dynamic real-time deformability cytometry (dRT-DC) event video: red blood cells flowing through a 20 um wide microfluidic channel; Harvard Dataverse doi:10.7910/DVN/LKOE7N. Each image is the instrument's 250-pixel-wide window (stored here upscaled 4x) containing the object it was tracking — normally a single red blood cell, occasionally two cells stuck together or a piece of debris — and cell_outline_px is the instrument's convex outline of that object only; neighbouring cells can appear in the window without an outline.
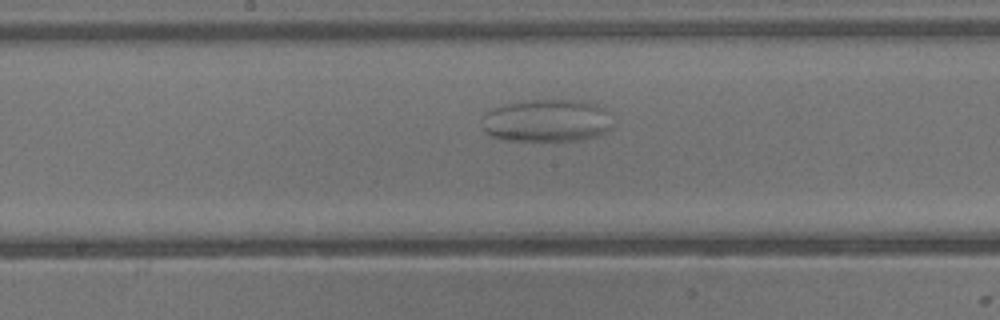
{"species": "common noctule bat (a hibernating species)", "species_latin": "Nyctalus noctula", "temperature_condition": "warm", "stored_images_in_passage": 36, "camera_frame_rate_fps": 3000, "um_per_image_px": 0.085, "animal": {"sex": "male", "body_mass_g": 13.3}, "frame": {"image": 1, "passage_image": 16, "time_ms": 5.0, "image_size_px": [1000, 320], "cell_outline_px": [[612, 128], [608, 132], [596, 136], [576, 140], [504, 140], [488, 136], [484, 132], [480, 120], [492, 108], [508, 104], [532, 100], [576, 100], [596, 104], [604, 108]], "centroid_in_image_um": [46.43, 10.26], "position_along_channel_um": 201.8, "area_um2": 32.31}}
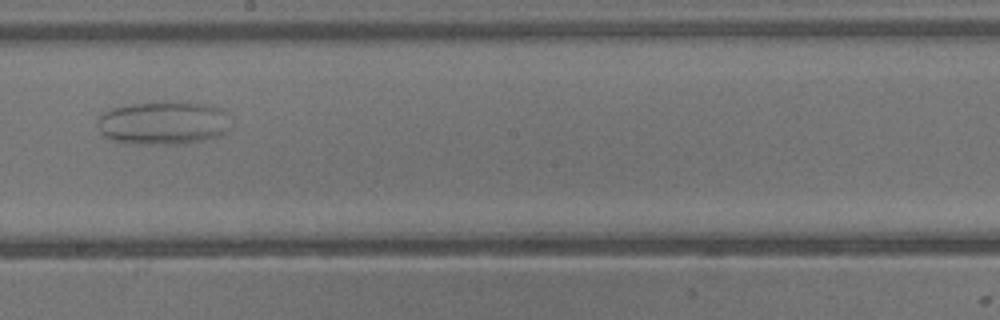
{"frame": {"image": 2, "passage_image": 18, "time_ms": 5.667, "image_size_px": [1000, 320], "cell_outline_px": [[232, 128], [220, 136], [204, 140], [184, 144], [136, 144], [112, 140], [104, 136], [100, 132], [96, 124], [96, 120], [104, 112], [112, 108], [124, 104], [204, 104], [224, 108]], "centroid_in_image_um": [13.89, 10.49], "position_along_channel_um": 234.3, "area_um2": 33.52}}